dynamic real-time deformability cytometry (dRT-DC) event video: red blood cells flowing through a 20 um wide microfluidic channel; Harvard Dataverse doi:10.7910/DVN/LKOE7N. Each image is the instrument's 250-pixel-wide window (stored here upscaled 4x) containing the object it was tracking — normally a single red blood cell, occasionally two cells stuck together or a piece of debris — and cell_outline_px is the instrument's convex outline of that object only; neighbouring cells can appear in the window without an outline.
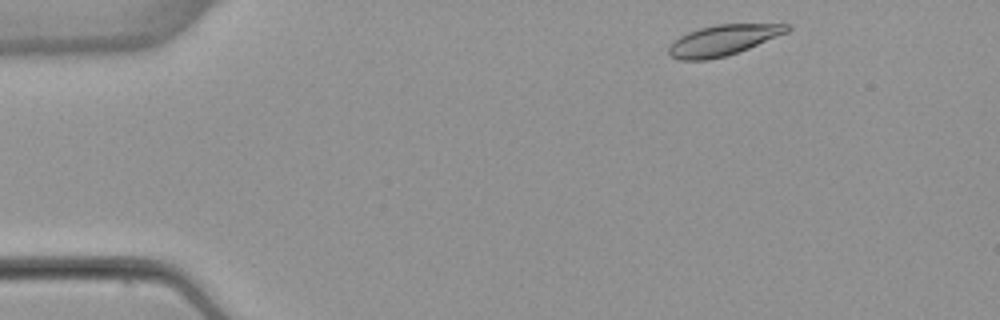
{"species": "common noctule bat (a hibernating species)", "species_latin": "Nyctalus noctula", "temperature_condition": "warm", "stored_images_in_passage": 48, "camera_frame_rate_fps": 3000, "um_per_image_px": 0.085, "animal": {"sex": "female", "body_mass_g": 22.7, "forearm_length_mm": 54.2}, "frame": {"image": 1, "passage_image": 2, "time_ms": 0.333, "image_size_px": [1000, 320], "cell_outline_px": [[792, 28], [788, 32], [748, 48], [724, 56], [708, 60], [676, 60], [668, 56], [668, 48], [680, 36], [688, 32], [700, 28], [716, 24], [792, 24]], "centroid_in_image_um": [61.45, 3.42], "position_along_channel_um": 23.6, "area_um2": 20.98}}
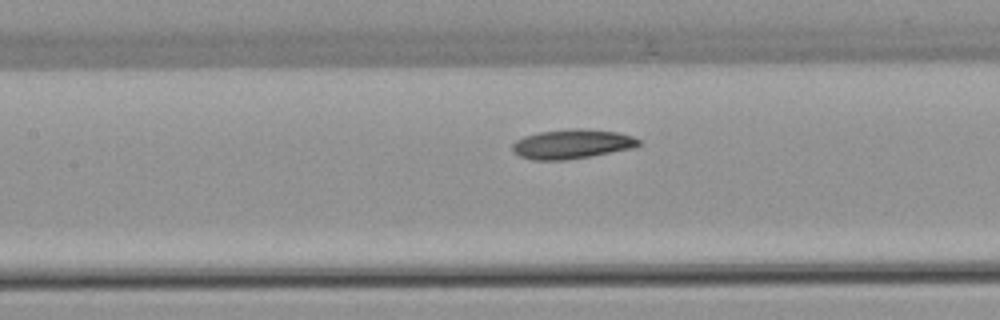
{"frame": {"image": 2, "passage_image": 19, "time_ms": 6.0, "image_size_px": [1000, 320], "cell_outline_px": [[640, 144], [632, 148], [592, 156], [564, 160], [532, 160], [520, 156], [512, 152], [512, 144], [516, 140], [524, 136], [540, 132], [572, 128], [584, 128], [616, 132], [632, 136], [640, 140]], "centroid_in_image_um": [48.59, 12.24], "position_along_channel_um": 158.8, "area_um2": 21.68}}
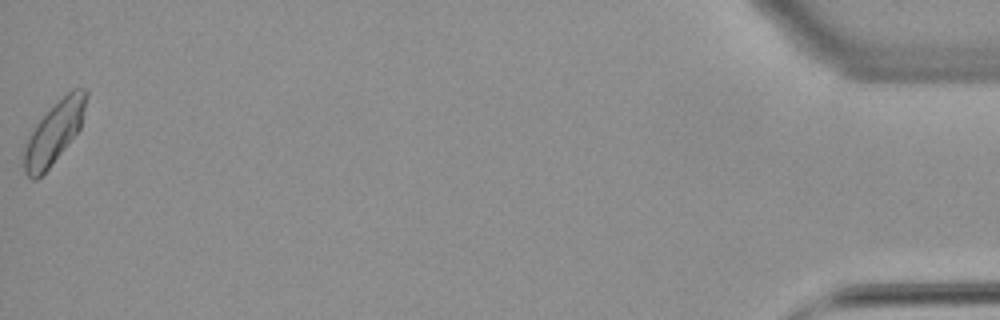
{"frame": {"image": 3, "passage_image": 48, "time_ms": 15.667, "image_size_px": [1000, 320], "cell_outline_px": [[88, 96], [80, 128], [48, 168], [36, 180], [32, 180], [24, 172], [24, 144], [36, 124], [72, 88], [84, 88], [88, 92]], "centroid_in_image_um": [4.6, 11.27], "position_along_channel_um": 430.6, "area_um2": 21.73}, "authors_computed_cell_mechanics": {"area_um2": 21.386, "velocity_mm_per_s": 3.8322, "shape_relaxation_time_tau1_ms": 5.0068, "shape_relaxation_time_tau2_ms": null, "deformation_change_tau1": 0.1218, "deformation_change_tau2": null}}